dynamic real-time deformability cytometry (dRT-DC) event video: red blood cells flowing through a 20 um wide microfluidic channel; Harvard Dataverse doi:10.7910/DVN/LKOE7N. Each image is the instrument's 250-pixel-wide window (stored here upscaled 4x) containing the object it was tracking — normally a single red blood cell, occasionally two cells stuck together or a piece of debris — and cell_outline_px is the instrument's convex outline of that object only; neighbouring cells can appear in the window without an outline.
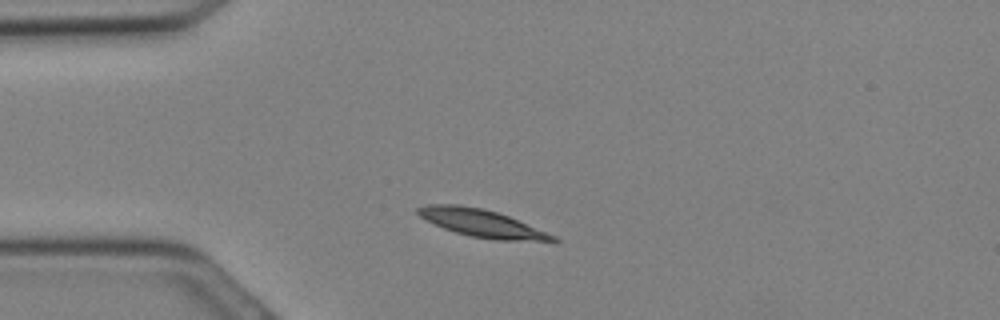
{"species": "Egyptian fruit bat (a non-hibernating species)", "species_latin": "Rousettus aegyptiacus", "temperature_condition": "cold", "stored_images_in_passage": 24, "camera_frame_rate_fps": 3000, "um_per_image_px": 0.085, "animal": {"sex": "female"}, "frame": {"image": 1, "passage_image": 4, "time_ms": 1.0, "image_size_px": [1000, 320], "cell_outline_px": [[560, 240], [556, 244], [496, 240], [472, 236], [456, 232], [444, 228], [420, 216], [416, 212], [416, 208], [428, 204], [460, 204], [480, 208], [496, 212], [508, 216], [556, 236]], "centroid_in_image_um": [41.1, 19.02], "position_along_channel_um": 43.9, "area_um2": 21.96}}
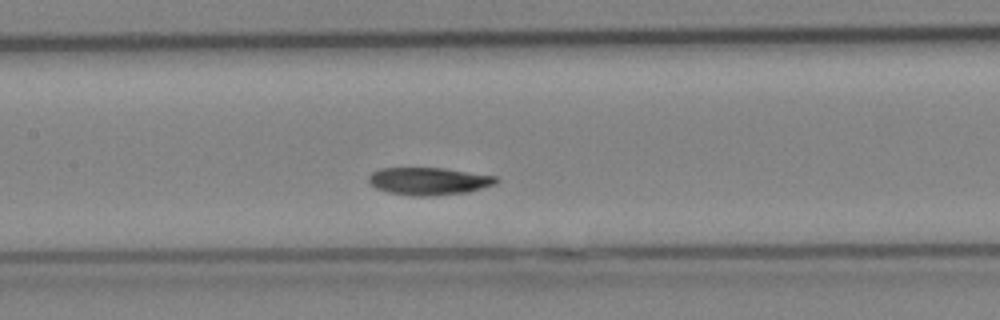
{"frame": {"image": 2, "passage_image": 11, "time_ms": 3.333, "image_size_px": [1000, 320], "cell_outline_px": [[500, 180], [496, 184], [468, 192], [432, 196], [412, 196], [388, 192], [376, 188], [368, 180], [368, 176], [372, 172], [380, 168], [444, 168], [496, 176]], "centroid_in_image_um": [36.46, 15.4], "position_along_channel_um": 170.9, "area_um2": 20.52}}
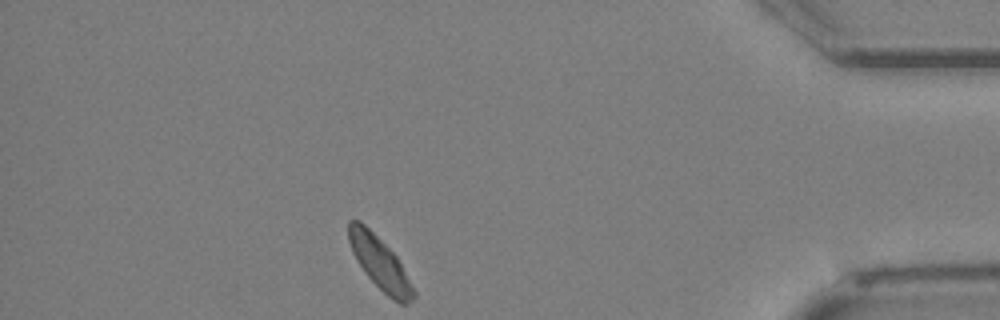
{"frame": {"image": 3, "passage_image": 24, "time_ms": 7.667, "image_size_px": [1000, 320], "cell_outline_px": [[416, 296], [412, 300], [404, 304], [400, 304], [388, 296], [364, 272], [352, 252], [348, 240], [348, 220], [360, 220], [396, 256], [416, 292]], "centroid_in_image_um": [32.27, 22.36], "position_along_channel_um": 402.9, "area_um2": 19.36}}